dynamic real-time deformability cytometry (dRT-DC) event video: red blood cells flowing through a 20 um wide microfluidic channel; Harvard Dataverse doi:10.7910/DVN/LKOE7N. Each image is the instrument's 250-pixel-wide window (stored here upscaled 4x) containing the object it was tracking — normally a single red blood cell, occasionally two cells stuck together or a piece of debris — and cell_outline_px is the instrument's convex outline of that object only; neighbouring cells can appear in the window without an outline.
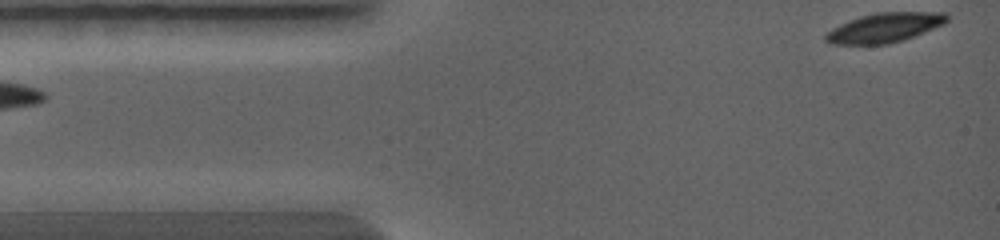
{"species": "common noctule bat (a hibernating species)", "species_latin": "Nyctalus noctula", "temperature_condition": "warm", "stored_images_in_passage": 4, "camera_frame_rate_fps": 5000, "um_per_image_px": 0.085, "animal": {"sex": "female", "body_mass_g": 19.0, "forearm_length_mm": 56.7}, "frame": {"image": 1, "passage_image": 1, "time_ms": 0.0, "image_size_px": [1000, 240], "cell_outline_px": [[948, 20], [944, 24], [904, 40], [888, 44], [832, 44], [824, 40], [824, 36], [832, 28], [840, 24], [860, 16], [876, 12], [944, 12], [948, 16]], "centroid_in_image_um": [75.19, 2.35], "position_along_channel_um": 9.8, "area_um2": 20.81}}
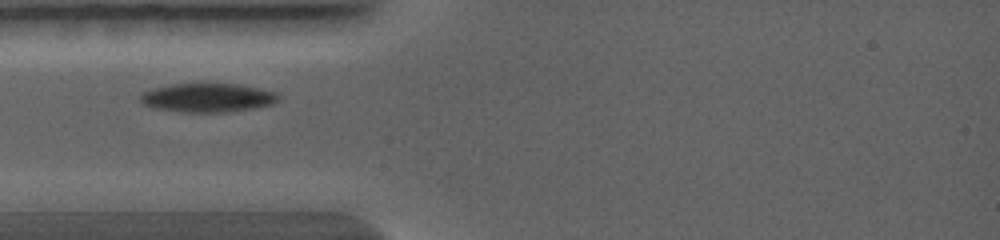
{"frame": {"image": 2, "passage_image": 4, "time_ms": 2.4, "image_size_px": [1000, 240], "cell_outline_px": [[280, 100], [272, 104], [252, 108], [228, 112], [180, 112], [152, 108], [144, 104], [140, 100], [140, 96], [144, 92], [156, 88], [172, 84], [200, 80], [240, 84], [280, 92]], "centroid_in_image_um": [17.7, 8.26], "position_along_channel_um": 67.3, "area_um2": 24.28}}